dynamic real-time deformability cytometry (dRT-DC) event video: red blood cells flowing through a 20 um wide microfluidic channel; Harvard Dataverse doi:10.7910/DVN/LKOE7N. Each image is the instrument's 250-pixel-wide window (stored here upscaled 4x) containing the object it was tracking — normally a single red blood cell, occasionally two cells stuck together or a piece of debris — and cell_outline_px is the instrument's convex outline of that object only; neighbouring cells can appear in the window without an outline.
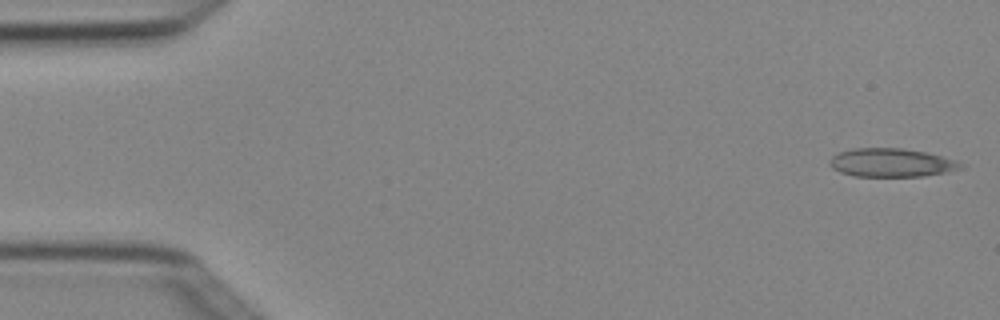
{"species": "Egyptian fruit bat (a non-hibernating species)", "species_latin": "Rousettus aegyptiacus", "temperature_condition": "cold", "stored_images_in_passage": 3, "camera_frame_rate_fps": 3000, "um_per_image_px": 0.085, "animal": {"sex": "female"}, "frame": {"image": 1, "passage_image": 1, "time_ms": 0.0, "image_size_px": [1000, 320], "cell_outline_px": [[968, 164], [964, 168], [948, 172], [924, 176], [856, 176], [840, 172], [832, 168], [828, 164], [828, 160], [832, 156], [840, 152], [852, 148], [904, 148], [928, 152], [956, 160]], "centroid_in_image_um": [75.83, 13.82], "position_along_channel_um": 9.2, "area_um2": 22.14}}